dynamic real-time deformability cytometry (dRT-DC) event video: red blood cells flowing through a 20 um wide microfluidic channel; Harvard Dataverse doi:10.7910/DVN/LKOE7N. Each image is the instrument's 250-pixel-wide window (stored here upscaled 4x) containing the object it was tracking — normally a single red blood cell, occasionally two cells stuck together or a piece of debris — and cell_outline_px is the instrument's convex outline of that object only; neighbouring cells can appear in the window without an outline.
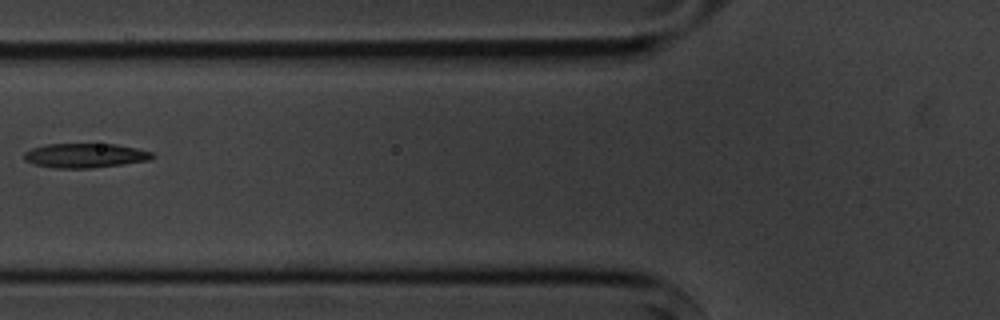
{"species": "common noctule bat (a hibernating species)", "species_latin": "Nyctalus noctula", "temperature_condition": "cold", "stored_images_in_passage": 3, "camera_frame_rate_fps": 3000, "um_per_image_px": 0.085, "animal": {"sex": "male", "body_mass_g": 20.1, "forearm_length_mm": 53.5}, "frame": {"image": 1, "passage_image": 3, "time_ms": 2.333, "image_size_px": [1000, 320], "cell_outline_px": [[156, 156], [148, 160], [120, 164], [88, 168], [56, 168], [32, 164], [24, 160], [24, 152], [32, 148], [48, 144], [116, 144], [136, 148], [152, 152]], "centroid_in_image_um": [7.2, 13.21], "position_along_channel_um": 118.6, "area_um2": 18.09}}